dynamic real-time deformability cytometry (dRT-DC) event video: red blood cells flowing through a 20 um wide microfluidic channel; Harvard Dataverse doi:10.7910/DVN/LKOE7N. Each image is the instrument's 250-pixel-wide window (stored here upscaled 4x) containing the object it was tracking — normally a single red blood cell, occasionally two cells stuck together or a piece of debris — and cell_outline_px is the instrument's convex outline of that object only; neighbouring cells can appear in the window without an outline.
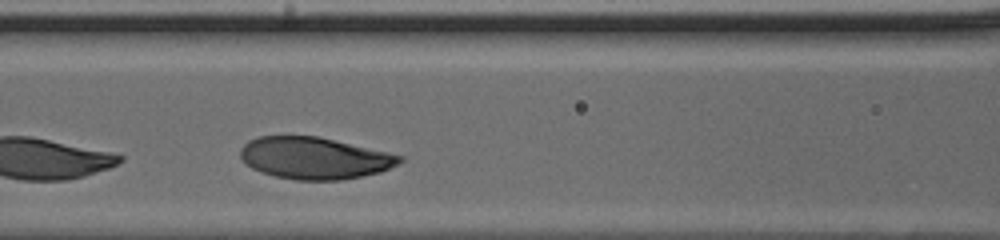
{"species": "human", "species_latin": "Homo sapiens", "temperature_condition": "cold", "stored_images_in_passage": 11, "camera_frame_rate_fps": 3000, "um_per_image_px": 0.085, "donor": {"sex": "male"}, "frame": {"image": 1, "passage_image": 8, "time_ms": 2.333, "image_size_px": [1000, 240], "cell_outline_px": [[404, 160], [380, 172], [340, 180], [296, 180], [276, 176], [260, 172], [244, 164], [240, 156], [240, 148], [248, 140], [260, 136], [316, 136], [388, 152], [404, 156]], "centroid_in_image_um": [26.68, 13.44], "position_along_channel_um": 139.9, "area_um2": 38.73}}